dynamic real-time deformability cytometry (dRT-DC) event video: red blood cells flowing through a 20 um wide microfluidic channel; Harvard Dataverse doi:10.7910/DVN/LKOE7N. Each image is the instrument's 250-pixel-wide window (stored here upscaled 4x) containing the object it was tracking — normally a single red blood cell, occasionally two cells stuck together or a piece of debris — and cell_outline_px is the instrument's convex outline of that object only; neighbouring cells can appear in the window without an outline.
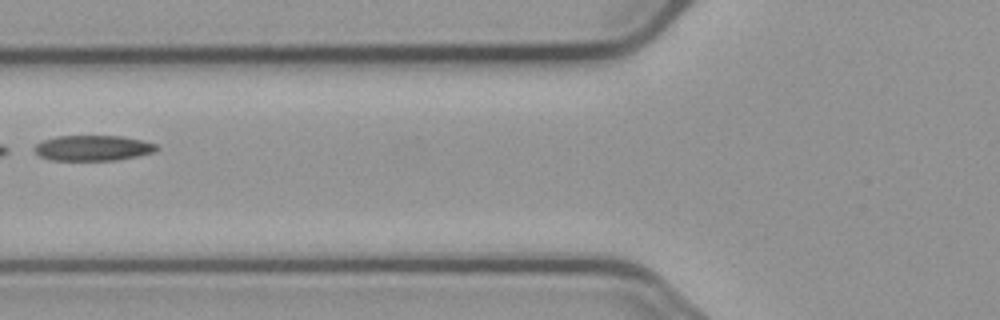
{"species": "common noctule bat (a hibernating species)", "species_latin": "Nyctalus noctula", "temperature_condition": "cold", "stored_images_in_passage": 3, "camera_frame_rate_fps": 3000, "um_per_image_px": 0.085, "animal": {"sex": "male", "body_mass_g": 23.1, "forearm_length_mm": 52.7}, "frame": {"image": 1, "passage_image": 3, "time_ms": 3.0, "image_size_px": [1000, 320], "cell_outline_px": [[160, 148], [156, 152], [116, 160], [52, 160], [40, 156], [32, 148], [36, 144], [44, 140], [56, 136], [124, 136], [144, 140], [156, 144]], "centroid_in_image_um": [7.94, 12.57], "position_along_channel_um": 117.9, "area_um2": 18.21}}